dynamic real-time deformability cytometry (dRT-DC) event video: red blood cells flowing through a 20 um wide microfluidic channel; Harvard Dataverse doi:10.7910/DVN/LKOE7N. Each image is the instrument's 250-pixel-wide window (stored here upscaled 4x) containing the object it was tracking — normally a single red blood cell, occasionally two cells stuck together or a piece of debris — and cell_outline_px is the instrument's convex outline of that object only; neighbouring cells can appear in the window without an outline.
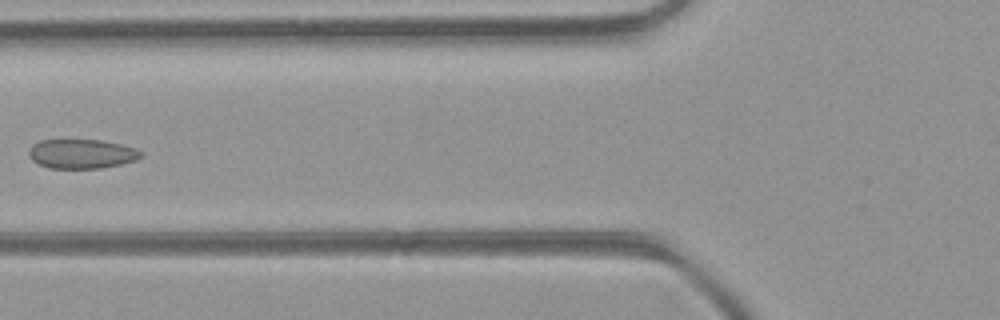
{"species": "common noctule bat (a hibernating species)", "species_latin": "Nyctalus noctula", "temperature_condition": "room temperature", "stored_images_in_passage": 5, "camera_frame_rate_fps": 3000, "um_per_image_px": 0.085, "animal": {"sex": "female", "body_mass_g": 21.9}, "frame": {"image": 1, "passage_image": 5, "time_ms": 1.333, "image_size_px": [1000, 320], "cell_outline_px": [[144, 156], [136, 160], [120, 164], [100, 168], [48, 168], [32, 160], [28, 156], [28, 148], [32, 144], [40, 140], [100, 140], [120, 144], [136, 148], [144, 152]], "centroid_in_image_um": [6.94, 13.07], "position_along_channel_um": 118.9, "area_um2": 19.31}}